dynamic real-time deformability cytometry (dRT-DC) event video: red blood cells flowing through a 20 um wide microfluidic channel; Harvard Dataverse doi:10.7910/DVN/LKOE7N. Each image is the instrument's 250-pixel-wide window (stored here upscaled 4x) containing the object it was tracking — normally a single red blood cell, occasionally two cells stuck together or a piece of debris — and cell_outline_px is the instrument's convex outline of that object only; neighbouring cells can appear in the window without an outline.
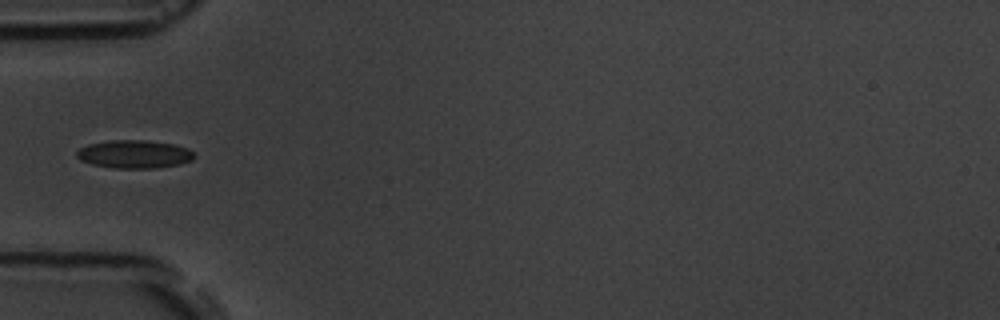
{"species": "common noctule bat (a hibernating species)", "species_latin": "Nyctalus noctula", "temperature_condition": "room temperature", "stored_images_in_passage": 5, "camera_frame_rate_fps": 3000, "um_per_image_px": 0.085, "animal": {"sex": "male", "body_mass_g": 19.5, "forearm_length_mm": 54.6}, "frame": {"image": 1, "passage_image": 2, "time_ms": 1.333, "image_size_px": [1000, 320], "cell_outline_px": [[196, 156], [192, 160], [180, 164], [156, 168], [116, 168], [92, 164], [80, 160], [76, 156], [76, 152], [80, 148], [88, 144], [112, 140], [148, 140], [176, 144], [188, 148], [196, 152]], "centroid_in_image_um": [11.47, 13.1], "position_along_channel_um": 73.5, "area_um2": 19.48}}
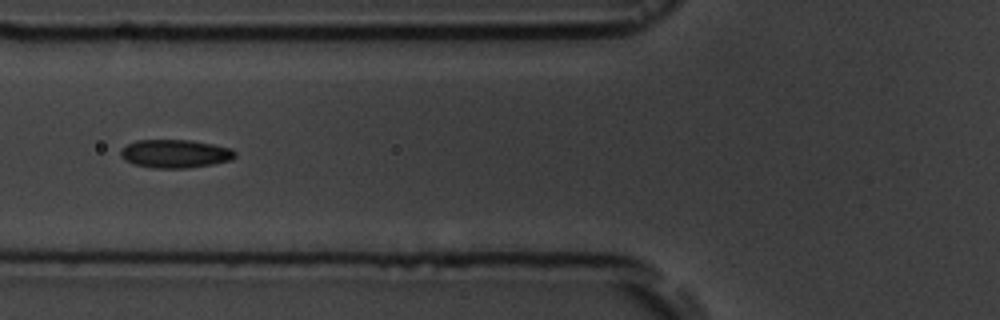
{"frame": {"image": 2, "passage_image": 3, "time_ms": 2.333, "image_size_px": [1000, 320], "cell_outline_px": [[236, 156], [232, 160], [212, 164], [188, 168], [152, 168], [132, 164], [124, 160], [120, 156], [120, 148], [136, 140], [192, 140], [232, 148], [236, 152]], "centroid_in_image_um": [14.87, 13.07], "position_along_channel_um": 110.9, "area_um2": 19.13}}
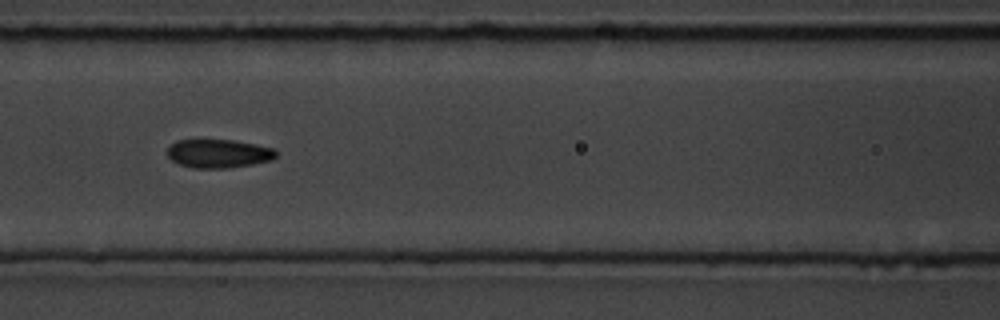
{"frame": {"image": 3, "passage_image": 4, "time_ms": 3.333, "image_size_px": [1000, 320], "cell_outline_px": [[276, 156], [272, 160], [252, 164], [228, 168], [192, 168], [180, 164], [172, 160], [168, 156], [168, 148], [176, 140], [232, 140], [256, 144], [272, 148], [276, 152]], "centroid_in_image_um": [18.57, 13.05], "position_along_channel_um": 148.0, "area_um2": 17.98}}